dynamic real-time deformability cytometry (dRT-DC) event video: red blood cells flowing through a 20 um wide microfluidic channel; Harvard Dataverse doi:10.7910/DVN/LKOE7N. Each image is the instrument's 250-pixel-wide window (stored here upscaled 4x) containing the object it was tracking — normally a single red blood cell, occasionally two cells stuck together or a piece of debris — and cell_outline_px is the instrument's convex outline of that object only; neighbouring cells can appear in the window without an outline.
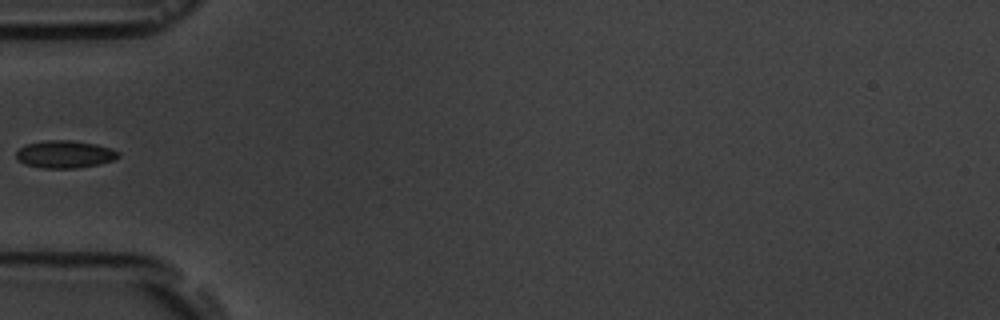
{"species": "common noctule bat (a hibernating species)", "species_latin": "Nyctalus noctula", "temperature_condition": "room temperature", "stored_images_in_passage": 7, "camera_frame_rate_fps": 3000, "um_per_image_px": 0.085, "animal": {"sex": "male", "body_mass_g": 19.5, "forearm_length_mm": 54.6}, "frame": {"image": 1, "passage_image": 6, "time_ms": 5.667, "image_size_px": [1000, 320], "cell_outline_px": [[120, 156], [112, 160], [100, 164], [76, 168], [40, 168], [24, 164], [16, 156], [16, 152], [20, 148], [28, 144], [44, 140], [72, 140], [96, 144], [120, 152]], "centroid_in_image_um": [5.51, 13.11], "position_along_channel_um": 79.5, "area_um2": 16.3}}
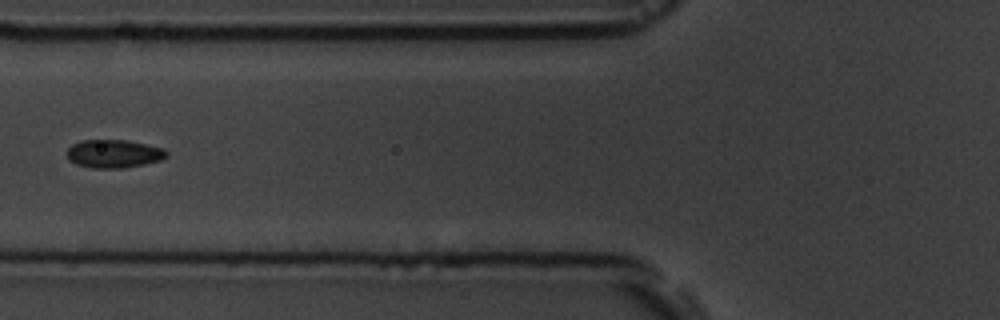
{"frame": {"image": 2, "passage_image": 7, "time_ms": 6.667, "image_size_px": [1000, 320], "cell_outline_px": [[168, 156], [160, 160], [144, 164], [120, 168], [92, 168], [76, 164], [68, 160], [68, 148], [72, 144], [80, 140], [128, 140], [164, 148], [168, 152]], "centroid_in_image_um": [9.68, 13.06], "position_along_channel_um": 116.1, "area_um2": 16.42}}